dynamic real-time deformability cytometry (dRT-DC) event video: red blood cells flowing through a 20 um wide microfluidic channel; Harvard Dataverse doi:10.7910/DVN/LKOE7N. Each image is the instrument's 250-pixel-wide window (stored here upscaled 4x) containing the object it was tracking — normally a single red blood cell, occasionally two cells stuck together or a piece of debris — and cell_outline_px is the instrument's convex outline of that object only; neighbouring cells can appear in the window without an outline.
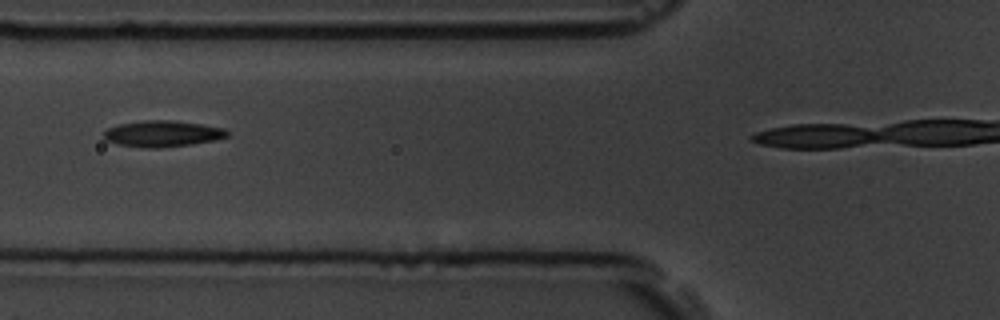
{"species": "common noctule bat (a hibernating species)", "species_latin": "Nyctalus noctula", "temperature_condition": "room temperature", "stored_images_in_passage": 5, "segment_of_instrument_passage": [1, 2], "camera_frame_rate_fps": 3000, "um_per_image_px": 0.085, "animal": {"sex": "male", "body_mass_g": 19.5, "forearm_length_mm": 54.6}, "frame": {"image": 1, "passage_image": 4, "time_ms": 3.333, "image_size_px": [1000, 320], "cell_outline_px": [[228, 136], [216, 140], [192, 144], [160, 148], [144, 148], [116, 144], [104, 140], [104, 132], [108, 128], [120, 124], [144, 120], [168, 120], [200, 124], [224, 128], [228, 132]], "centroid_in_image_um": [13.79, 11.38], "position_along_channel_um": 112.0, "area_um2": 18.84}}